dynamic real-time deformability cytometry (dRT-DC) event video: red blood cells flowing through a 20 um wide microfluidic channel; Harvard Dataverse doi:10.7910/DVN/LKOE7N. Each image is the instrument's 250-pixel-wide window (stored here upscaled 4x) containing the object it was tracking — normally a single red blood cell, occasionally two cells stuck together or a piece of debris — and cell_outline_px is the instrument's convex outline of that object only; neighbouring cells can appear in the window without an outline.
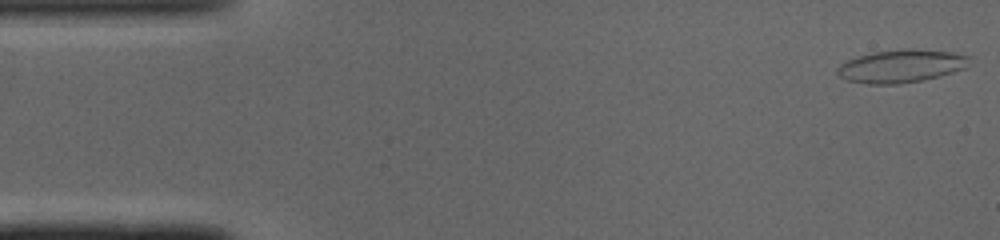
{"species": "common noctule bat (a hibernating species)", "species_latin": "Nyctalus noctula", "temperature_condition": "cold", "stored_images_in_passage": 42, "camera_frame_rate_fps": 3000, "um_per_image_px": 0.085, "animal": {"sex": "male", "body_mass_g": 19.0, "forearm_length_mm": 50.8}, "frame": {"image": 1, "passage_image": 1, "time_ms": 0.0, "image_size_px": [1000, 240], "cell_outline_px": [[972, 56], [968, 68], [940, 76], [900, 84], [868, 84], [848, 80], [840, 76], [836, 72], [836, 68], [840, 64], [848, 60], [872, 52], [904, 48], [908, 48], [952, 52]], "centroid_in_image_um": [76.66, 5.61], "position_along_channel_um": 8.3, "area_um2": 25.55}}
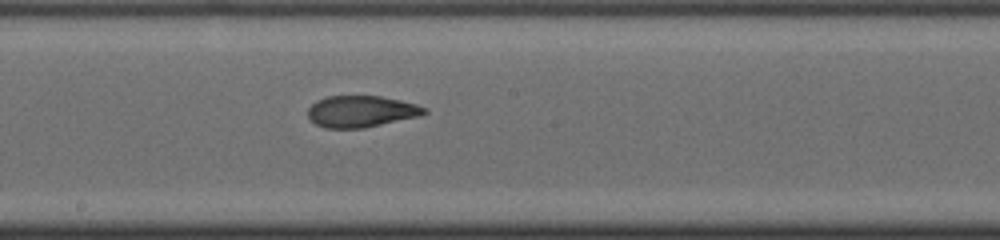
{"frame": {"image": 2, "passage_image": 25, "time_ms": 8.0, "image_size_px": [1000, 240], "cell_outline_px": [[428, 112], [420, 116], [364, 128], [324, 128], [316, 124], [308, 116], [308, 108], [316, 100], [328, 96], [380, 96], [400, 100], [416, 104], [428, 108]], "centroid_in_image_um": [30.71, 9.47], "position_along_channel_um": 217.5, "area_um2": 21.44}}
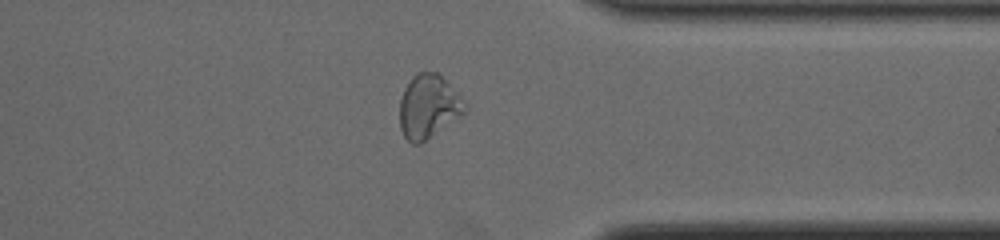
{"frame": {"image": 3, "passage_image": 37, "time_ms": 12.0, "image_size_px": [1000, 240], "cell_outline_px": [[468, 108], [460, 116], [420, 144], [412, 144], [404, 136], [400, 128], [400, 100], [404, 88], [412, 76], [416, 72], [436, 72], [468, 104]], "centroid_in_image_um": [36.4, 9.06], "position_along_channel_um": 375.0, "area_um2": 23.93}, "authors_computed_cell_mechanics": {"area_um2": 23.1489, "velocity_mm_per_s": 4.105, "shape_relaxation_time_tau1_ms": null, "shape_relaxation_time_tau2_ms": 1.6217, "deformation_change_tau1": null, "deformation_change_tau2": 0.0717}}